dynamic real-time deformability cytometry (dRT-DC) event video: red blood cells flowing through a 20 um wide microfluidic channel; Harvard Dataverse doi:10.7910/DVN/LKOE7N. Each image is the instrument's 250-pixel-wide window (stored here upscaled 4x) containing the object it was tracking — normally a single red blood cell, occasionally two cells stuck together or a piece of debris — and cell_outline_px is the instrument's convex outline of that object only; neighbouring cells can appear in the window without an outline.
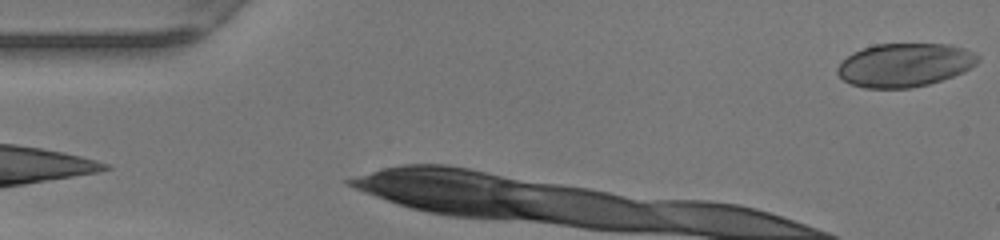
{"species": "human", "species_latin": "Homo sapiens", "temperature_condition": "warm", "stored_images_in_passage": 32, "camera_frame_rate_fps": 3000, "um_per_image_px": 0.085, "donor": {"sex": "female"}, "frame": {"image": 1, "passage_image": 1, "time_ms": 0.0, "image_size_px": [1000, 240], "cell_outline_px": [[980, 60], [976, 64], [964, 72], [928, 84], [912, 88], [864, 88], [852, 84], [844, 80], [836, 72], [836, 68], [852, 52], [876, 44], [948, 44], [964, 48], [980, 56]], "centroid_in_image_um": [76.91, 5.52], "position_along_channel_um": 8.1, "area_um2": 35.55}}
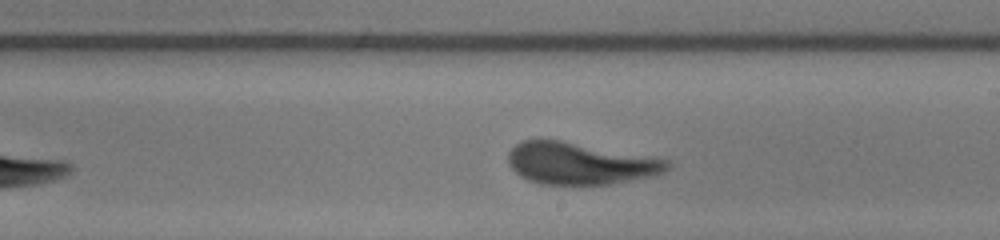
{"frame": {"image": 2, "passage_image": 22, "time_ms": 7.0, "image_size_px": [1000, 240], "cell_outline_px": [[672, 164], [664, 172], [648, 176], [608, 184], [540, 184], [520, 176], [508, 164], [508, 152], [520, 140], [560, 140], [672, 160]], "centroid_in_image_um": [49.28, 13.88], "position_along_channel_um": 239.7, "area_um2": 38.49}}
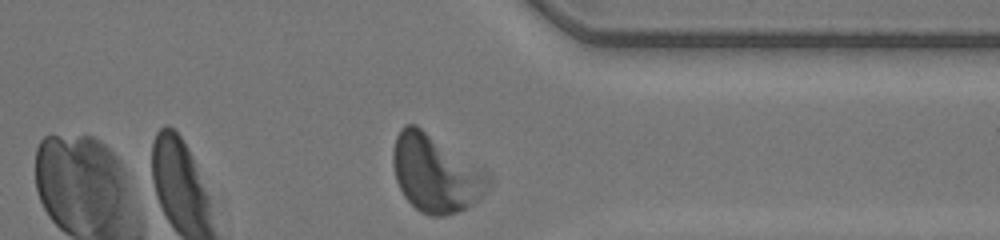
{"frame": {"image": 3, "passage_image": 32, "time_ms": 10.333, "image_size_px": [1000, 240], "cell_outline_px": [[492, 180], [484, 196], [480, 200], [456, 212], [444, 216], [432, 216], [420, 212], [404, 196], [396, 180], [392, 164], [392, 152], [396, 136], [400, 128], [404, 124], [416, 124], [484, 168], [492, 176]], "centroid_in_image_um": [37.05, 14.72], "position_along_channel_um": 374.4, "area_um2": 43.52}, "authors_computed_cell_mechanics": {"area_um2": 39.1306, "velocity_mm_per_s": 4.1737, "shape_relaxation_time_tau1_ms": 3.4683, "shape_relaxation_time_tau2_ms": 1.2136, "deformation_change_tau1": 0.1645, "deformation_change_tau2": 0.0988}}